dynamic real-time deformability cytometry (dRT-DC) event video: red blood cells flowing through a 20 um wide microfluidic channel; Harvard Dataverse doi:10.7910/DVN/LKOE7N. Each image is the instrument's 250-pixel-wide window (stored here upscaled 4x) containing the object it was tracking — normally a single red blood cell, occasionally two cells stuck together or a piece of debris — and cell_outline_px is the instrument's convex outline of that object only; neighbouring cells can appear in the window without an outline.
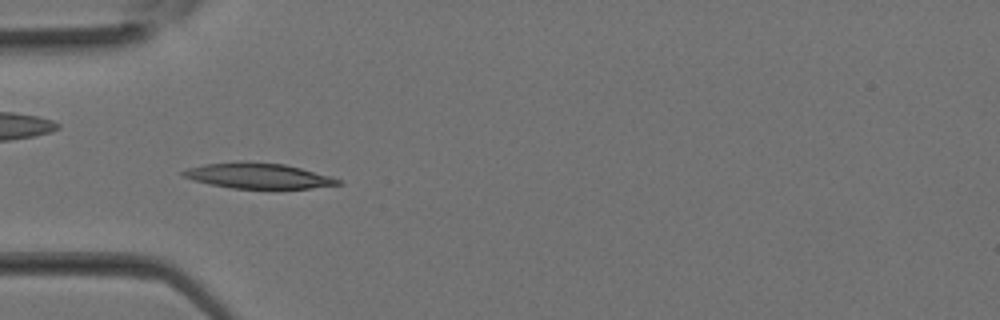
{"species": "Egyptian fruit bat (a non-hibernating species)", "species_latin": "Rousettus aegyptiacus", "temperature_condition": "room temperature", "stored_images_in_passage": 27, "camera_frame_rate_fps": 3000, "um_per_image_px": 0.085, "animal": {"sex": "female"}, "frame": {"image": 1, "passage_image": 6, "time_ms": 1.667, "image_size_px": [1000, 320], "cell_outline_px": [[344, 184], [312, 188], [232, 188], [192, 180], [180, 176], [180, 172], [188, 168], [204, 164], [240, 160], [248, 160], [284, 164], [332, 176], [344, 180]], "centroid_in_image_um": [21.96, 14.92], "position_along_channel_um": 63.0, "area_um2": 23.35}}
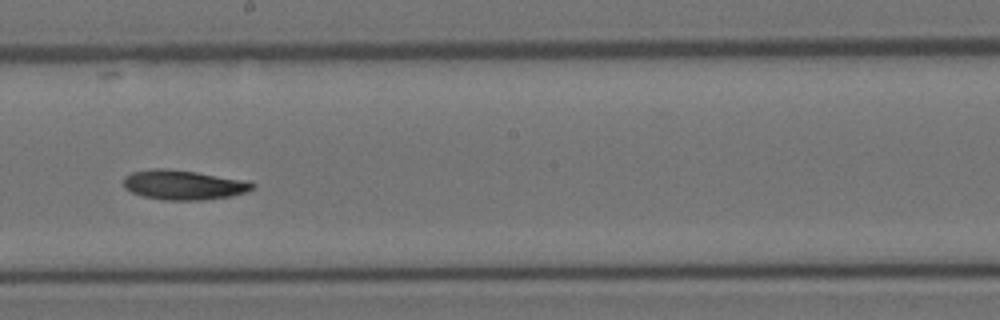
{"frame": {"image": 2, "passage_image": 14, "time_ms": 4.333, "image_size_px": [1000, 320], "cell_outline_px": [[256, 188], [232, 196], [204, 200], [164, 200], [144, 196], [132, 192], [124, 188], [124, 176], [132, 172], [156, 168], [168, 168], [196, 172], [248, 180], [256, 184]], "centroid_in_image_um": [15.64, 15.71], "position_along_channel_um": 232.6, "area_um2": 22.43}}
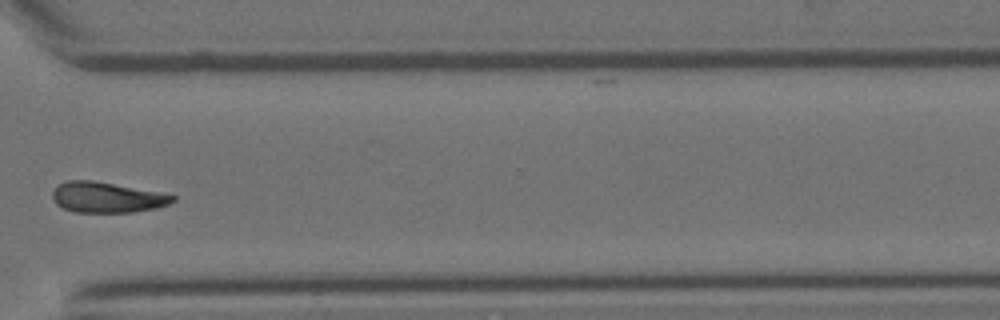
{"frame": {"image": 3, "passage_image": 20, "time_ms": 6.333, "image_size_px": [1000, 320], "cell_outline_px": [[176, 200], [168, 204], [156, 208], [132, 212], [76, 212], [64, 208], [56, 204], [52, 200], [52, 192], [56, 184], [68, 180], [92, 180], [156, 192], [176, 196]], "centroid_in_image_um": [9.02, 16.77], "position_along_channel_um": 361.6, "area_um2": 21.21}}